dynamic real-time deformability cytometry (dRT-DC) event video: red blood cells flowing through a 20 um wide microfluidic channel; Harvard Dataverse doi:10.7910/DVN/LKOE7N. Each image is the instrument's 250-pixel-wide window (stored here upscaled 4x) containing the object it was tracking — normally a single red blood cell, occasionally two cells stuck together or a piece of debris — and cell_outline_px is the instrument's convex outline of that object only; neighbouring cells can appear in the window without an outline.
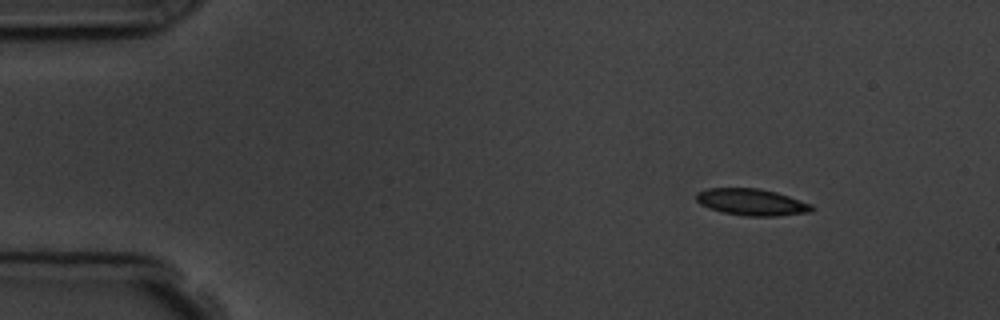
{"species": "common noctule bat (a hibernating species)", "species_latin": "Nyctalus noctula", "temperature_condition": "room temperature", "stored_images_in_passage": 3, "segment_of_instrument_passage": [2, 2], "camera_frame_rate_fps": 3000, "um_per_image_px": 0.085, "animal": {"sex": "male", "body_mass_g": 19.5, "forearm_length_mm": 54.6}, "frame": {"image": 1, "passage_image": 3, "time_ms": 3.333, "image_size_px": [1000, 320], "cell_outline_px": [[816, 208], [812, 212], [776, 216], [744, 216], [724, 212], [708, 208], [700, 204], [696, 200], [696, 192], [708, 188], [760, 188], [776, 192], [812, 204]], "centroid_in_image_um": [63.9, 17.18], "position_along_channel_um": 21.1, "area_um2": 18.09}}